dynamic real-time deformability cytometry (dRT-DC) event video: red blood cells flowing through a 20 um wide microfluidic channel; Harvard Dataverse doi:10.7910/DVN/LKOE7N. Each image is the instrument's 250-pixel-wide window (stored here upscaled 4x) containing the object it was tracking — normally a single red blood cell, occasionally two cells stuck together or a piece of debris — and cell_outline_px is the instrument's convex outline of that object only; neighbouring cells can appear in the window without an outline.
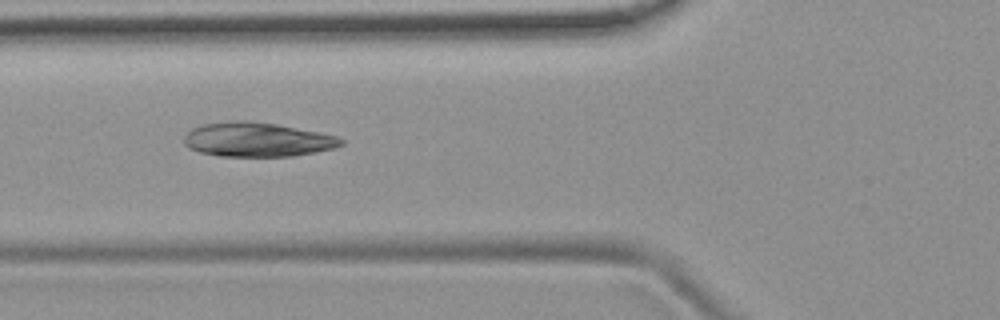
{"species": "common noctule bat (a hibernating species)", "species_latin": "Nyctalus noctula", "temperature_condition": "room temperature", "stored_images_in_passage": 4, "camera_frame_rate_fps": 3000, "um_per_image_px": 0.085, "animal": {"sex": "female", "body_mass_g": 19.9}, "frame": {"image": 1, "passage_image": 4, "time_ms": 5.0, "image_size_px": [1000, 320], "cell_outline_px": [[344, 144], [332, 148], [316, 152], [292, 156], [220, 156], [200, 152], [188, 148], [184, 144], [184, 136], [192, 128], [200, 124], [228, 120], [248, 120], [276, 124], [336, 136], [344, 140]], "centroid_in_image_um": [21.8, 11.86], "position_along_channel_um": 104.0, "area_um2": 31.39}}